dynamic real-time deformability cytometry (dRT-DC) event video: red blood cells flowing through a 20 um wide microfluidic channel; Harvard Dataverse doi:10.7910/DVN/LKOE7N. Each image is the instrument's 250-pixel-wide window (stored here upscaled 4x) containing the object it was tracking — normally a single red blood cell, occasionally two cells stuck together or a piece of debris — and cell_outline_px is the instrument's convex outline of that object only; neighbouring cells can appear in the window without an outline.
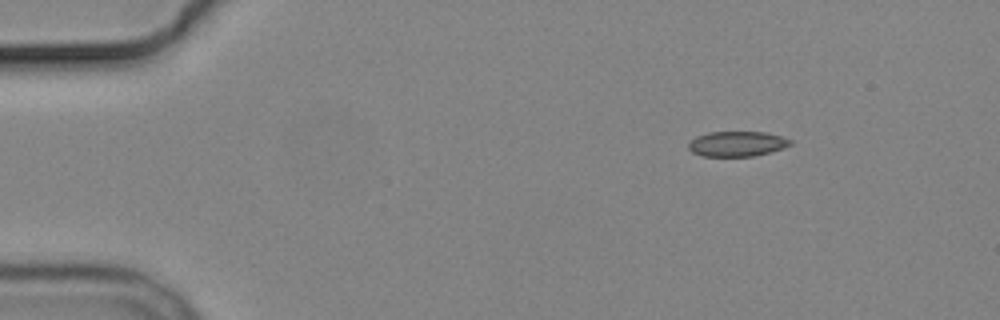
{"species": "common noctule bat (a hibernating species)", "species_latin": "Nyctalus noctula", "temperature_condition": "cold", "stored_images_in_passage": 5, "camera_frame_rate_fps": 3000, "um_per_image_px": 0.085, "animal": {"sex": "male", "body_mass_g": 19.2, "forearm_length_mm": 51.8}, "frame": {"image": 1, "passage_image": 1, "time_ms": 0.0, "image_size_px": [1000, 320], "cell_outline_px": [[792, 144], [784, 148], [756, 156], [700, 156], [692, 152], [688, 148], [688, 144], [696, 136], [708, 132], [764, 132], [784, 136], [792, 140]], "centroid_in_image_um": [62.67, 12.22], "position_along_channel_um": 22.3, "area_um2": 15.09}}
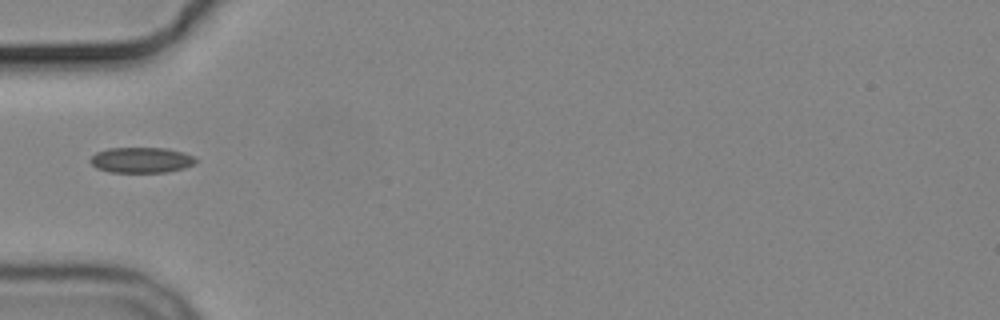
{"frame": {"image": 2, "passage_image": 4, "time_ms": 3.667, "image_size_px": [1000, 320], "cell_outline_px": [[200, 160], [196, 164], [184, 168], [168, 172], [108, 172], [96, 168], [88, 160], [96, 152], [108, 148], [164, 148], [184, 152]], "centroid_in_image_um": [12.03, 13.61], "position_along_channel_um": 73.0, "area_um2": 15.9}}
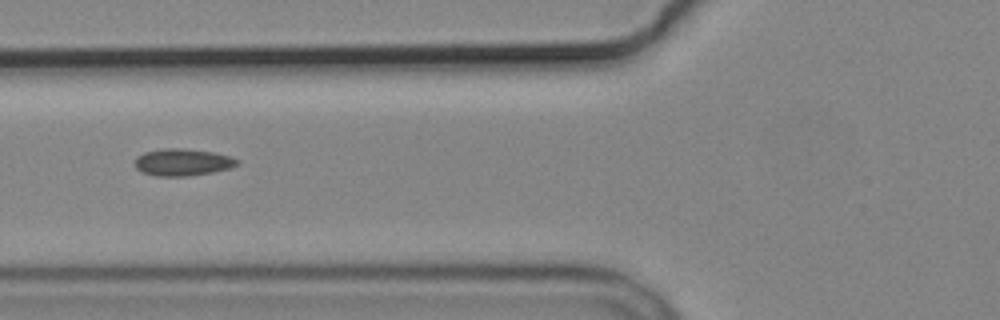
{"frame": {"image": 3, "passage_image": 5, "time_ms": 4.667, "image_size_px": [1000, 320], "cell_outline_px": [[240, 164], [232, 168], [212, 172], [188, 176], [156, 176], [144, 172], [136, 168], [136, 156], [144, 152], [164, 148], [180, 148], [216, 152], [240, 160]], "centroid_in_image_um": [15.56, 13.78], "position_along_channel_um": 110.2, "area_um2": 16.18}}